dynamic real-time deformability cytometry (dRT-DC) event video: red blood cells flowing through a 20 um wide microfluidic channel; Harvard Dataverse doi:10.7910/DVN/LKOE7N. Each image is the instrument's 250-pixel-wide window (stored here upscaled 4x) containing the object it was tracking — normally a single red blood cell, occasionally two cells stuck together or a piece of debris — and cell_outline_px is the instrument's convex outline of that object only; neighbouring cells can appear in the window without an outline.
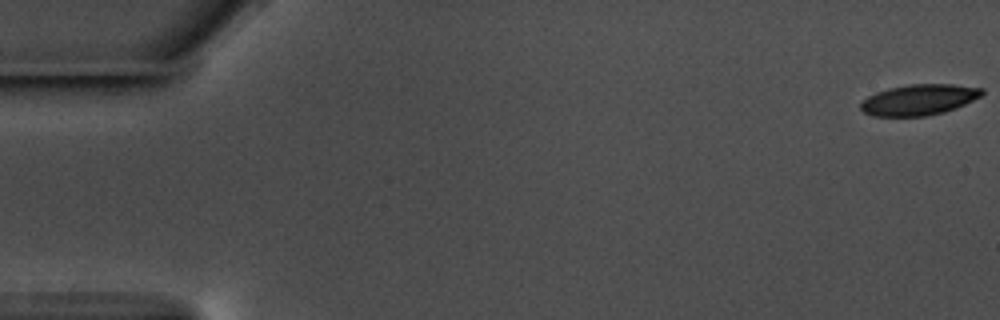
{"species": "common noctule bat (a hibernating species)", "species_latin": "Nyctalus noctula", "temperature_condition": "warm", "stored_images_in_passage": 58, "camera_frame_rate_fps": 3000, "um_per_image_px": 0.085, "animal": {"sex": "male", "body_mass_g": 17.5, "forearm_length_mm": 52.3}, "frame": {"image": 1, "passage_image": 1, "time_ms": 0.0, "image_size_px": [1000, 320], "cell_outline_px": [[984, 92], [980, 96], [956, 108], [944, 112], [928, 116], [872, 116], [864, 112], [860, 108], [860, 104], [868, 96], [876, 92], [888, 88], [908, 84], [952, 84], [984, 88]], "centroid_in_image_um": [78.11, 8.47], "position_along_channel_um": 6.9, "area_um2": 21.79}}
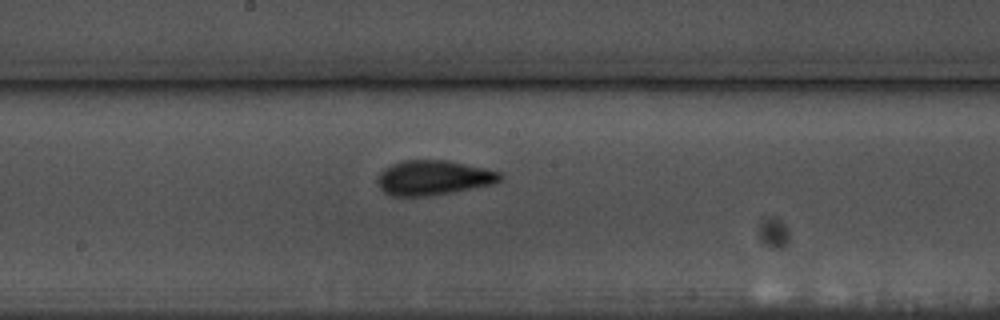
{"frame": {"image": 2, "passage_image": 31, "time_ms": 10.0, "image_size_px": [1000, 320], "cell_outline_px": [[504, 176], [500, 180], [492, 184], [428, 196], [392, 196], [384, 192], [380, 188], [376, 180], [380, 172], [384, 168], [392, 164], [404, 160], [448, 160], [484, 168], [500, 172]], "centroid_in_image_um": [36.8, 15.1], "position_along_channel_um": 211.4, "area_um2": 24.68}}
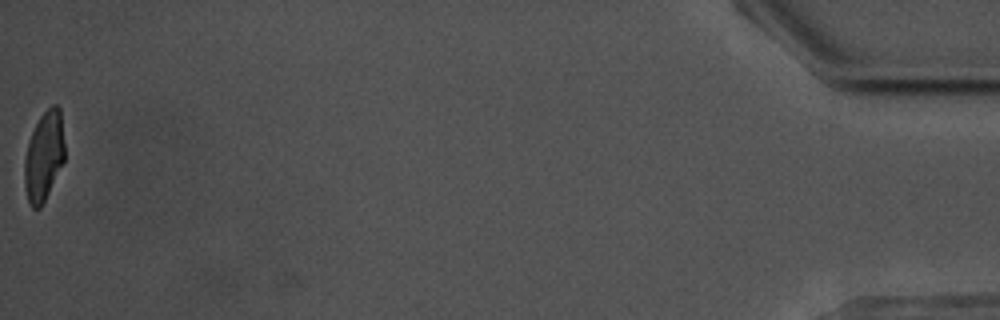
{"frame": {"image": 3, "passage_image": 58, "time_ms": 19.0, "image_size_px": [1000, 320], "cell_outline_px": [[64, 160], [40, 208], [32, 208], [28, 204], [24, 188], [24, 160], [28, 140], [40, 116], [52, 104], [56, 104], [60, 108], [64, 144]], "centroid_in_image_um": [3.71, 13.27], "position_along_channel_um": 431.5, "area_um2": 20.87}, "authors_computed_cell_mechanics": {"area_um2": 22.9177, "velocity_mm_per_s": 3.5663, "shape_relaxation_time_tau1_ms": 3.5306, "shape_relaxation_time_tau2_ms": 1.7614, "deformation_change_tau1": 0.1253, "deformation_change_tau2": 0.0782}}